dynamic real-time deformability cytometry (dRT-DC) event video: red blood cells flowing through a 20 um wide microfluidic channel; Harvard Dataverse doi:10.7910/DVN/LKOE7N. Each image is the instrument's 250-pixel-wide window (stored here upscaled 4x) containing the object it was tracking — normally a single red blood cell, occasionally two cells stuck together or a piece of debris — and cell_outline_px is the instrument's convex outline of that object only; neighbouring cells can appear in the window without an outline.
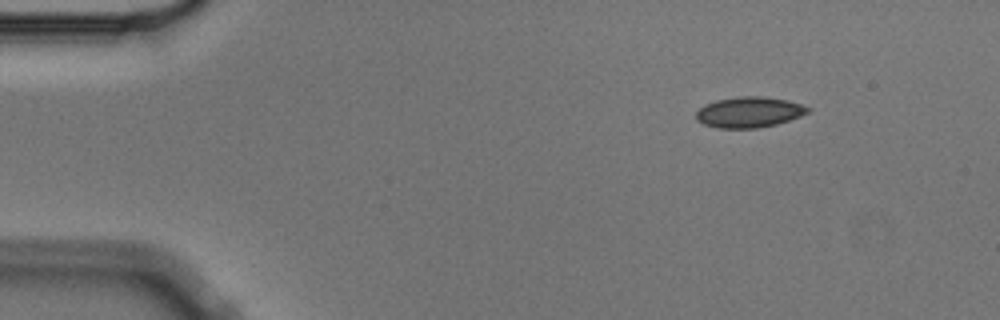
{"species": "Egyptian fruit bat (a non-hibernating species)", "species_latin": "Rousettus aegyptiacus", "temperature_condition": "cold", "stored_images_in_passage": 6, "camera_frame_rate_fps": 3000, "um_per_image_px": 0.085, "animal": {"sex": "male"}, "frame": {"image": 1, "passage_image": 6, "time_ms": 1.667, "image_size_px": [1000, 320], "cell_outline_px": [[812, 108], [808, 112], [800, 116], [776, 124], [756, 128], [716, 128], [704, 124], [696, 120], [696, 112], [704, 104], [716, 100], [740, 96], [760, 96], [788, 100]], "centroid_in_image_um": [63.65, 9.53], "position_along_channel_um": 21.3, "area_um2": 19.94}}